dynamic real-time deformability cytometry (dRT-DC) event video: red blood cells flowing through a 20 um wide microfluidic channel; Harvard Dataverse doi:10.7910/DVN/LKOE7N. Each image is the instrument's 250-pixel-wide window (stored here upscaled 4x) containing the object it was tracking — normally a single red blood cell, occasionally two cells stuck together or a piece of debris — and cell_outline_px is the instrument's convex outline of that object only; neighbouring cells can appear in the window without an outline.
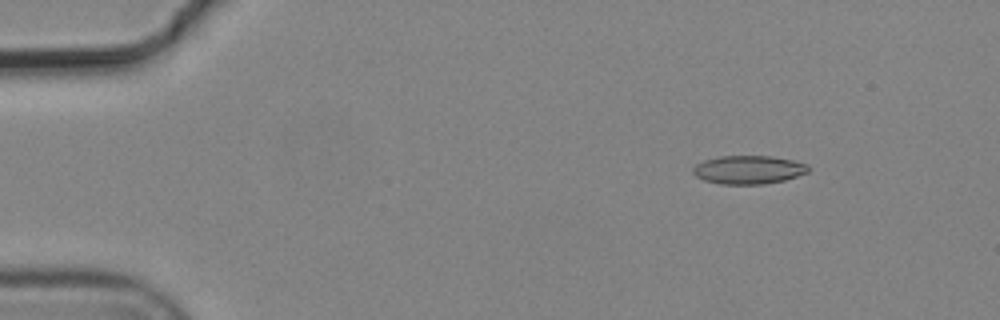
{"species": "common noctule bat (a hibernating species)", "species_latin": "Nyctalus noctula", "temperature_condition": "cold", "stored_images_in_passage": 4, "camera_frame_rate_fps": 3000, "um_per_image_px": 0.085, "animal": {"sex": "male", "body_mass_g": 19.2, "forearm_length_mm": 51.8}, "frame": {"image": 1, "passage_image": 2, "time_ms": 0.333, "image_size_px": [1000, 320], "cell_outline_px": [[808, 172], [784, 180], [764, 184], [720, 184], [704, 180], [696, 176], [692, 172], [692, 168], [696, 164], [704, 160], [720, 156], [772, 156], [792, 160], [808, 164]], "centroid_in_image_um": [63.6, 14.42], "position_along_channel_um": 21.4, "area_um2": 19.07}}
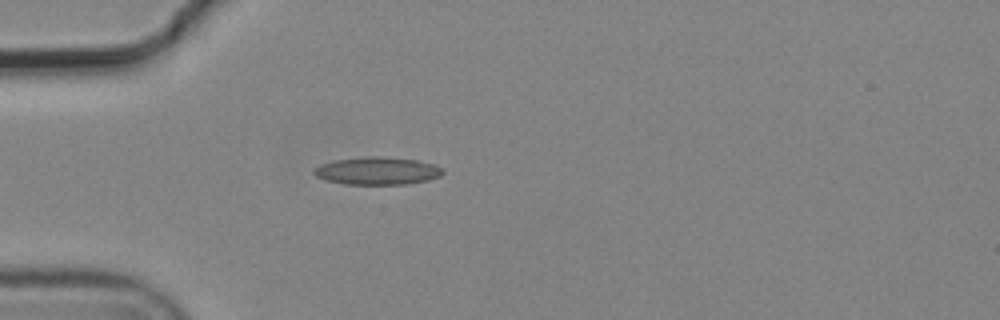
{"frame": {"image": 2, "passage_image": 4, "time_ms": 1.0, "image_size_px": [1000, 320], "cell_outline_px": [[444, 172], [440, 176], [428, 180], [408, 184], [344, 184], [328, 180], [316, 176], [312, 172], [320, 164], [332, 160], [364, 156], [384, 156], [416, 160], [432, 164], [440, 168]], "centroid_in_image_um": [32.05, 14.51], "position_along_channel_um": 53.0, "area_um2": 20.75}}